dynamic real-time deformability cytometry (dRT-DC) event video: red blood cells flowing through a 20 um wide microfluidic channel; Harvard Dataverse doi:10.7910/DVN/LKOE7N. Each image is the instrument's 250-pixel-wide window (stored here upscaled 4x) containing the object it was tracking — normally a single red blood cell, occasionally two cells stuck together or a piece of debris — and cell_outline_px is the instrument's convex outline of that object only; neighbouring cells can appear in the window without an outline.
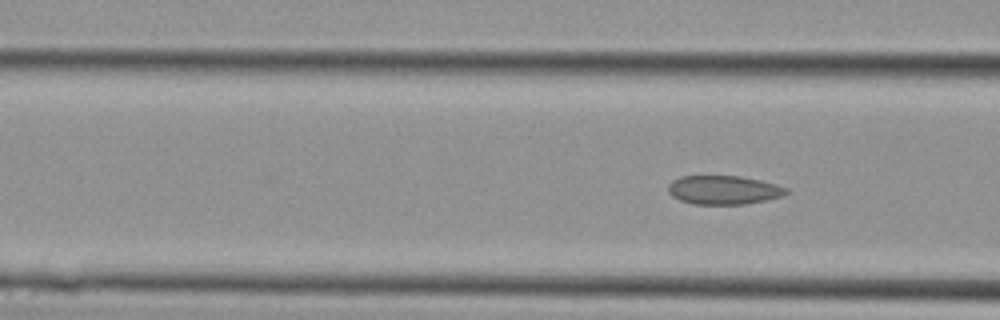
{"species": "Egyptian fruit bat (a non-hibernating species)", "species_latin": "Rousettus aegyptiacus", "temperature_condition": "cold", "stored_images_in_passage": 4, "camera_frame_rate_fps": 3000, "um_per_image_px": 0.085, "animal": {"sex": "female"}, "frame": {"image": 1, "passage_image": 4, "time_ms": 1.0, "image_size_px": [1000, 320], "cell_outline_px": [[788, 192], [784, 196], [744, 204], [692, 204], [680, 200], [672, 196], [668, 192], [668, 184], [672, 180], [680, 176], [740, 176], [760, 180], [776, 184], [788, 188]], "centroid_in_image_um": [61.49, 16.14], "position_along_channel_um": 105.1, "area_um2": 19.88}}